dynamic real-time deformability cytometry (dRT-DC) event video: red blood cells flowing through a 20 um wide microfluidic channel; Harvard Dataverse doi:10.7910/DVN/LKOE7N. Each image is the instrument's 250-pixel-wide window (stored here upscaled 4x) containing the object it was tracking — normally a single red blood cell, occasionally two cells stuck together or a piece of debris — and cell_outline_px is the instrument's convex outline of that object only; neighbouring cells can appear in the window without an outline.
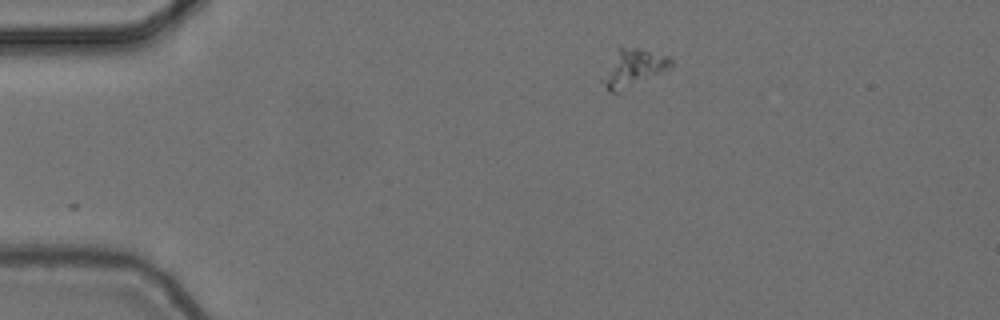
{"species": "common noctule bat (a hibernating species)", "species_latin": "Nyctalus noctula", "temperature_condition": "cold", "stored_images_in_passage": 46, "camera_frame_rate_fps": 3000, "um_per_image_px": 0.085, "animal": {"sex": "female", "body_mass_g": 24.6, "forearm_length_mm": 56.2}, "frame": {"image": 1, "passage_image": 1, "time_ms": 0.0, "image_size_px": [1000, 320], "cell_outline_px": [[672, 68], [620, 92], [612, 92], [604, 84], [620, 44], [668, 56], [672, 60]], "centroid_in_image_um": [53.97, 5.76], "position_along_channel_um": 31.0, "area_um2": 14.05}}
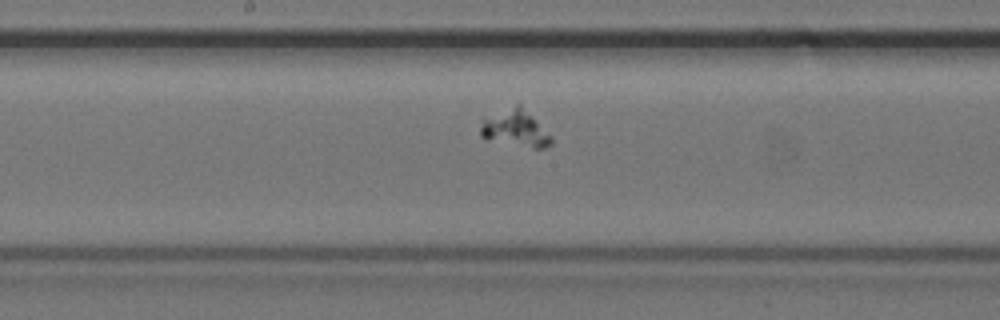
{"frame": {"image": 2, "passage_image": 20, "time_ms": 6.333, "image_size_px": [1000, 320], "cell_outline_px": [[552, 144], [544, 148], [532, 148], [484, 140], [480, 136], [480, 128], [484, 120], [516, 104], [520, 104], [552, 136]], "centroid_in_image_um": [43.82, 10.97], "position_along_channel_um": 204.4, "area_um2": 14.97}}
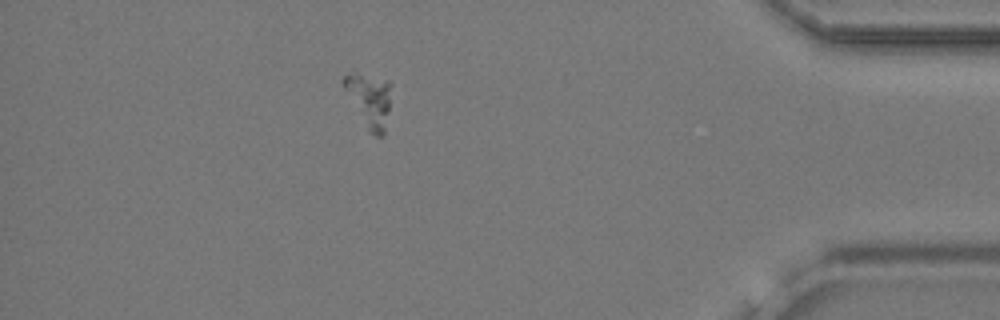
{"frame": {"image": 3, "passage_image": 40, "time_ms": 13.0, "image_size_px": [1000, 320], "cell_outline_px": [[392, 84], [388, 112], [384, 136], [376, 136], [368, 132], [344, 88], [340, 80], [352, 68], [388, 80]], "centroid_in_image_um": [31.37, 8.41], "position_along_channel_um": 403.8, "area_um2": 15.49}}